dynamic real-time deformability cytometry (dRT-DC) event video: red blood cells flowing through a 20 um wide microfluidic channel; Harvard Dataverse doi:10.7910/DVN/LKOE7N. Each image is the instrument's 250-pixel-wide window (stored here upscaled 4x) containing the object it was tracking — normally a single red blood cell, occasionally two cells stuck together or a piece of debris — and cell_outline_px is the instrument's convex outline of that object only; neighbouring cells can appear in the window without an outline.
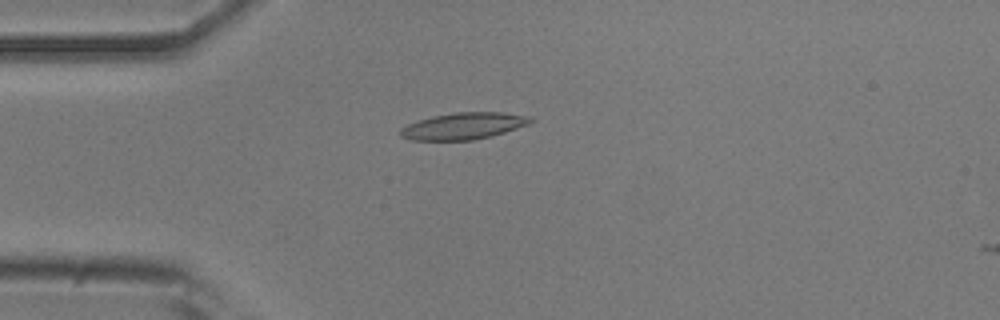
{"species": "common noctule bat (a hibernating species)", "species_latin": "Nyctalus noctula", "temperature_condition": "room temperature", "stored_images_in_passage": 4, "camera_frame_rate_fps": 3000, "um_per_image_px": 0.085, "animal": {"sex": "male", "body_mass_g": 20.5, "forearm_length_mm": 52.5}, "frame": {"image": 1, "passage_image": 2, "time_ms": 0.333, "image_size_px": [1000, 320], "cell_outline_px": [[536, 120], [528, 124], [492, 136], [472, 140], [412, 140], [400, 136], [400, 128], [408, 124], [432, 116], [456, 112], [504, 112], [532, 116]], "centroid_in_image_um": [39.44, 10.7], "position_along_channel_um": 45.6, "area_um2": 20.29}}